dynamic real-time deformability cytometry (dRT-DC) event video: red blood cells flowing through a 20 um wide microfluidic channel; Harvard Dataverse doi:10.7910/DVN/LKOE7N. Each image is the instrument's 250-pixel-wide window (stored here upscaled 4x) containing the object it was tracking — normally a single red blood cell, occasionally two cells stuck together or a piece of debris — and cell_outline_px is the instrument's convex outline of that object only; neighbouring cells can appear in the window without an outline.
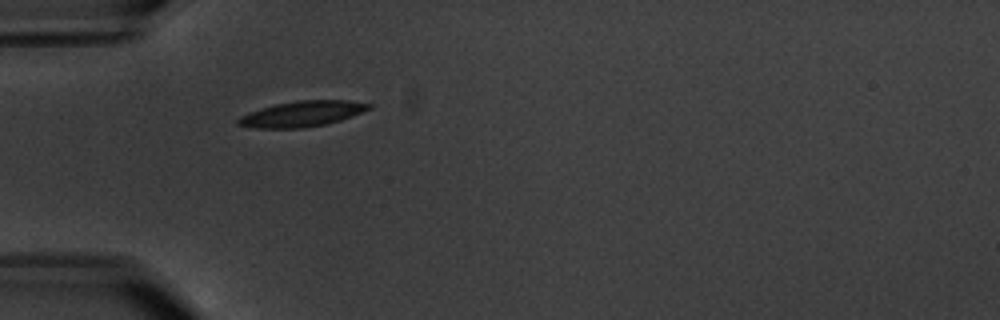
{"species": "common noctule bat (a hibernating species)", "species_latin": "Nyctalus noctula", "temperature_condition": "warm", "stored_images_in_passage": 1, "camera_frame_rate_fps": 3000, "um_per_image_px": 0.085, "animal": {"sex": "male", "body_mass_g": 20.1, "forearm_length_mm": 53.5}, "frame": {"image": 1, "passage_image": 1, "time_ms": 0.0, "image_size_px": [1000, 320], "cell_outline_px": [[372, 108], [340, 120], [324, 124], [300, 128], [256, 128], [236, 124], [236, 120], [240, 116], [248, 112], [260, 108], [276, 104], [296, 100], [348, 100], [372, 104]], "centroid_in_image_um": [25.65, 9.67], "position_along_channel_um": 59.4, "area_um2": 19.42}}